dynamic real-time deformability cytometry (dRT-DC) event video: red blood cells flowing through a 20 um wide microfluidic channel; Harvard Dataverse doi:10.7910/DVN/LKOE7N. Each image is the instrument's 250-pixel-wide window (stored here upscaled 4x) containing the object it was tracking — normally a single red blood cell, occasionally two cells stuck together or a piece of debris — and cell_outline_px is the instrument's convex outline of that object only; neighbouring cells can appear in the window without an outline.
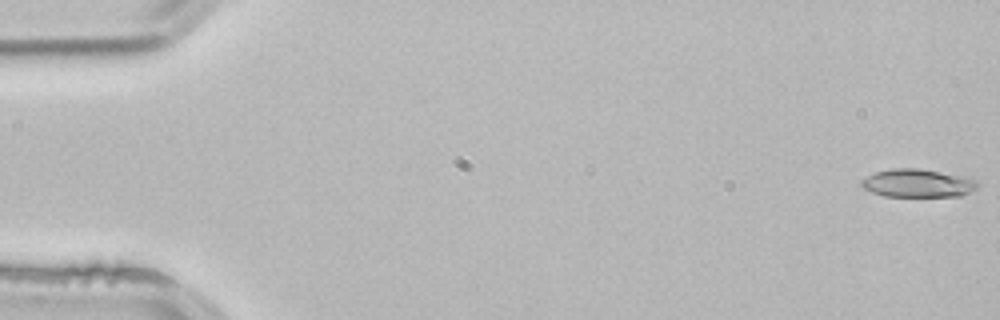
{"species": "common noctule bat (a hibernating species)", "species_latin": "Nyctalus noctula", "temperature_condition": "room temperature", "stored_images_in_passage": 4, "camera_frame_rate_fps": 3000, "um_per_image_px": 0.085, "animal": {"sex": "male", "body_mass_g": 21.5, "forearm_length_mm": 52.0}, "frame": {"image": 1, "passage_image": 1, "time_ms": 0.0, "image_size_px": [1000, 320], "cell_outline_px": [[976, 188], [960, 196], [884, 196], [872, 192], [864, 188], [860, 184], [860, 180], [876, 172], [892, 168], [916, 168], [964, 176], [976, 180]], "centroid_in_image_um": [77.96, 15.57], "position_along_channel_um": 7.0, "area_um2": 18.79}}